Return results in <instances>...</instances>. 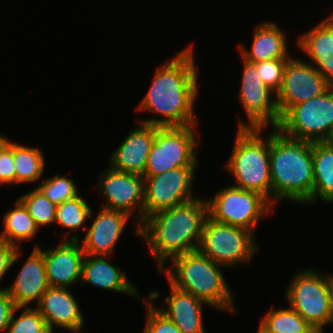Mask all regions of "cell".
Here are the masks:
<instances>
[{
  "label": "cell",
  "mask_w": 333,
  "mask_h": 333,
  "mask_svg": "<svg viewBox=\"0 0 333 333\" xmlns=\"http://www.w3.org/2000/svg\"><path fill=\"white\" fill-rule=\"evenodd\" d=\"M193 43L172 59L156 68L150 87L136 110L153 112L155 116L140 122L168 126H190L198 123L194 105L199 93ZM160 115L162 118H157ZM157 118V119H156Z\"/></svg>",
  "instance_id": "1"
},
{
  "label": "cell",
  "mask_w": 333,
  "mask_h": 333,
  "mask_svg": "<svg viewBox=\"0 0 333 333\" xmlns=\"http://www.w3.org/2000/svg\"><path fill=\"white\" fill-rule=\"evenodd\" d=\"M201 199L152 214L140 225L139 237L148 244L159 272L168 260L198 250L208 217L206 199Z\"/></svg>",
  "instance_id": "2"
},
{
  "label": "cell",
  "mask_w": 333,
  "mask_h": 333,
  "mask_svg": "<svg viewBox=\"0 0 333 333\" xmlns=\"http://www.w3.org/2000/svg\"><path fill=\"white\" fill-rule=\"evenodd\" d=\"M270 133V175L272 205L285 199L302 205L313 204V143Z\"/></svg>",
  "instance_id": "3"
},
{
  "label": "cell",
  "mask_w": 333,
  "mask_h": 333,
  "mask_svg": "<svg viewBox=\"0 0 333 333\" xmlns=\"http://www.w3.org/2000/svg\"><path fill=\"white\" fill-rule=\"evenodd\" d=\"M171 266L161 269L176 288L191 293L209 307L235 314L234 294L222 272V265L212 261L199 250L174 257ZM236 310V311H235Z\"/></svg>",
  "instance_id": "4"
},
{
  "label": "cell",
  "mask_w": 333,
  "mask_h": 333,
  "mask_svg": "<svg viewBox=\"0 0 333 333\" xmlns=\"http://www.w3.org/2000/svg\"><path fill=\"white\" fill-rule=\"evenodd\" d=\"M264 128H238L231 156L225 169L232 174L234 186L263 195L272 204L270 175V133Z\"/></svg>",
  "instance_id": "5"
},
{
  "label": "cell",
  "mask_w": 333,
  "mask_h": 333,
  "mask_svg": "<svg viewBox=\"0 0 333 333\" xmlns=\"http://www.w3.org/2000/svg\"><path fill=\"white\" fill-rule=\"evenodd\" d=\"M276 128L296 140L329 141L333 137V86L319 96L292 106Z\"/></svg>",
  "instance_id": "6"
},
{
  "label": "cell",
  "mask_w": 333,
  "mask_h": 333,
  "mask_svg": "<svg viewBox=\"0 0 333 333\" xmlns=\"http://www.w3.org/2000/svg\"><path fill=\"white\" fill-rule=\"evenodd\" d=\"M196 126L157 127L143 176L158 175L177 167L196 166L201 146L196 141Z\"/></svg>",
  "instance_id": "7"
},
{
  "label": "cell",
  "mask_w": 333,
  "mask_h": 333,
  "mask_svg": "<svg viewBox=\"0 0 333 333\" xmlns=\"http://www.w3.org/2000/svg\"><path fill=\"white\" fill-rule=\"evenodd\" d=\"M214 196L206 200L210 219L252 233L274 207L263 195L234 185L222 188Z\"/></svg>",
  "instance_id": "8"
},
{
  "label": "cell",
  "mask_w": 333,
  "mask_h": 333,
  "mask_svg": "<svg viewBox=\"0 0 333 333\" xmlns=\"http://www.w3.org/2000/svg\"><path fill=\"white\" fill-rule=\"evenodd\" d=\"M254 235L244 228L218 223L207 217L198 250L224 267L250 264L253 254L259 250Z\"/></svg>",
  "instance_id": "9"
},
{
  "label": "cell",
  "mask_w": 333,
  "mask_h": 333,
  "mask_svg": "<svg viewBox=\"0 0 333 333\" xmlns=\"http://www.w3.org/2000/svg\"><path fill=\"white\" fill-rule=\"evenodd\" d=\"M286 289V300L310 326L324 330L330 324V279L317 270L298 271Z\"/></svg>",
  "instance_id": "10"
},
{
  "label": "cell",
  "mask_w": 333,
  "mask_h": 333,
  "mask_svg": "<svg viewBox=\"0 0 333 333\" xmlns=\"http://www.w3.org/2000/svg\"><path fill=\"white\" fill-rule=\"evenodd\" d=\"M197 166L177 167L154 176L144 177L143 221L157 212L183 205L193 197Z\"/></svg>",
  "instance_id": "11"
},
{
  "label": "cell",
  "mask_w": 333,
  "mask_h": 333,
  "mask_svg": "<svg viewBox=\"0 0 333 333\" xmlns=\"http://www.w3.org/2000/svg\"><path fill=\"white\" fill-rule=\"evenodd\" d=\"M243 72L239 90L240 105L247 121L240 120L238 128H276L280 122L276 93L263 83L256 65L243 59Z\"/></svg>",
  "instance_id": "12"
},
{
  "label": "cell",
  "mask_w": 333,
  "mask_h": 333,
  "mask_svg": "<svg viewBox=\"0 0 333 333\" xmlns=\"http://www.w3.org/2000/svg\"><path fill=\"white\" fill-rule=\"evenodd\" d=\"M100 193L105 199L103 208L120 211L131 216L137 223L135 234L140 236V225L143 223L144 177L142 175L117 171L110 166L98 179Z\"/></svg>",
  "instance_id": "13"
},
{
  "label": "cell",
  "mask_w": 333,
  "mask_h": 333,
  "mask_svg": "<svg viewBox=\"0 0 333 333\" xmlns=\"http://www.w3.org/2000/svg\"><path fill=\"white\" fill-rule=\"evenodd\" d=\"M330 86L311 63L291 56L284 68L281 89L275 95L280 118L292 106L321 95Z\"/></svg>",
  "instance_id": "14"
},
{
  "label": "cell",
  "mask_w": 333,
  "mask_h": 333,
  "mask_svg": "<svg viewBox=\"0 0 333 333\" xmlns=\"http://www.w3.org/2000/svg\"><path fill=\"white\" fill-rule=\"evenodd\" d=\"M79 237L75 232L73 235L67 232L63 242L54 247L42 249L40 245L35 246L43 254L49 286L69 288L81 281L85 253Z\"/></svg>",
  "instance_id": "15"
},
{
  "label": "cell",
  "mask_w": 333,
  "mask_h": 333,
  "mask_svg": "<svg viewBox=\"0 0 333 333\" xmlns=\"http://www.w3.org/2000/svg\"><path fill=\"white\" fill-rule=\"evenodd\" d=\"M136 124L111 154L109 165L117 171L143 176L158 126L140 121Z\"/></svg>",
  "instance_id": "16"
},
{
  "label": "cell",
  "mask_w": 333,
  "mask_h": 333,
  "mask_svg": "<svg viewBox=\"0 0 333 333\" xmlns=\"http://www.w3.org/2000/svg\"><path fill=\"white\" fill-rule=\"evenodd\" d=\"M35 308L44 317L52 333L57 326L68 332L83 331L82 311L73 293L67 288L50 286Z\"/></svg>",
  "instance_id": "17"
},
{
  "label": "cell",
  "mask_w": 333,
  "mask_h": 333,
  "mask_svg": "<svg viewBox=\"0 0 333 333\" xmlns=\"http://www.w3.org/2000/svg\"><path fill=\"white\" fill-rule=\"evenodd\" d=\"M101 208L81 241L86 255L112 256L116 243L131 218L126 213Z\"/></svg>",
  "instance_id": "18"
},
{
  "label": "cell",
  "mask_w": 333,
  "mask_h": 333,
  "mask_svg": "<svg viewBox=\"0 0 333 333\" xmlns=\"http://www.w3.org/2000/svg\"><path fill=\"white\" fill-rule=\"evenodd\" d=\"M49 287L43 254L34 247L13 285L6 288L16 307H31L34 300L35 306L39 303Z\"/></svg>",
  "instance_id": "19"
},
{
  "label": "cell",
  "mask_w": 333,
  "mask_h": 333,
  "mask_svg": "<svg viewBox=\"0 0 333 333\" xmlns=\"http://www.w3.org/2000/svg\"><path fill=\"white\" fill-rule=\"evenodd\" d=\"M298 37L297 47L304 51L312 65L333 86V13Z\"/></svg>",
  "instance_id": "20"
},
{
  "label": "cell",
  "mask_w": 333,
  "mask_h": 333,
  "mask_svg": "<svg viewBox=\"0 0 333 333\" xmlns=\"http://www.w3.org/2000/svg\"><path fill=\"white\" fill-rule=\"evenodd\" d=\"M111 256L86 255L82 263L81 281L115 293H125L140 299L137 286L131 284L126 272L112 264Z\"/></svg>",
  "instance_id": "21"
},
{
  "label": "cell",
  "mask_w": 333,
  "mask_h": 333,
  "mask_svg": "<svg viewBox=\"0 0 333 333\" xmlns=\"http://www.w3.org/2000/svg\"><path fill=\"white\" fill-rule=\"evenodd\" d=\"M168 283L171 290V294L165 298L168 308L165 310L157 307L159 311L182 333H205L202 310L204 305H209L191 293L176 288L169 281Z\"/></svg>",
  "instance_id": "22"
},
{
  "label": "cell",
  "mask_w": 333,
  "mask_h": 333,
  "mask_svg": "<svg viewBox=\"0 0 333 333\" xmlns=\"http://www.w3.org/2000/svg\"><path fill=\"white\" fill-rule=\"evenodd\" d=\"M274 21H263L253 32L251 49L239 45V52L243 59L256 63L273 59H289L287 40L284 31Z\"/></svg>",
  "instance_id": "23"
},
{
  "label": "cell",
  "mask_w": 333,
  "mask_h": 333,
  "mask_svg": "<svg viewBox=\"0 0 333 333\" xmlns=\"http://www.w3.org/2000/svg\"><path fill=\"white\" fill-rule=\"evenodd\" d=\"M313 204L317 199L333 203V144L313 142Z\"/></svg>",
  "instance_id": "24"
},
{
  "label": "cell",
  "mask_w": 333,
  "mask_h": 333,
  "mask_svg": "<svg viewBox=\"0 0 333 333\" xmlns=\"http://www.w3.org/2000/svg\"><path fill=\"white\" fill-rule=\"evenodd\" d=\"M3 230L0 239L8 244L20 248V243L26 240H33L39 233V228L34 219L29 215L28 210L23 203L17 199L13 209L3 215Z\"/></svg>",
  "instance_id": "25"
},
{
  "label": "cell",
  "mask_w": 333,
  "mask_h": 333,
  "mask_svg": "<svg viewBox=\"0 0 333 333\" xmlns=\"http://www.w3.org/2000/svg\"><path fill=\"white\" fill-rule=\"evenodd\" d=\"M41 150L13 142L15 184L35 182L42 177L46 163Z\"/></svg>",
  "instance_id": "26"
},
{
  "label": "cell",
  "mask_w": 333,
  "mask_h": 333,
  "mask_svg": "<svg viewBox=\"0 0 333 333\" xmlns=\"http://www.w3.org/2000/svg\"><path fill=\"white\" fill-rule=\"evenodd\" d=\"M259 329L264 333H301L310 325L290 306L286 309H274L261 318Z\"/></svg>",
  "instance_id": "27"
},
{
  "label": "cell",
  "mask_w": 333,
  "mask_h": 333,
  "mask_svg": "<svg viewBox=\"0 0 333 333\" xmlns=\"http://www.w3.org/2000/svg\"><path fill=\"white\" fill-rule=\"evenodd\" d=\"M81 195L57 205L55 223L76 231L83 228L87 219L93 218V211Z\"/></svg>",
  "instance_id": "28"
},
{
  "label": "cell",
  "mask_w": 333,
  "mask_h": 333,
  "mask_svg": "<svg viewBox=\"0 0 333 333\" xmlns=\"http://www.w3.org/2000/svg\"><path fill=\"white\" fill-rule=\"evenodd\" d=\"M40 229L55 223L57 205L46 198L36 187L18 198Z\"/></svg>",
  "instance_id": "29"
},
{
  "label": "cell",
  "mask_w": 333,
  "mask_h": 333,
  "mask_svg": "<svg viewBox=\"0 0 333 333\" xmlns=\"http://www.w3.org/2000/svg\"><path fill=\"white\" fill-rule=\"evenodd\" d=\"M36 188L56 205L80 195L77 184L74 183L73 179L60 174H56L52 178L42 179Z\"/></svg>",
  "instance_id": "30"
},
{
  "label": "cell",
  "mask_w": 333,
  "mask_h": 333,
  "mask_svg": "<svg viewBox=\"0 0 333 333\" xmlns=\"http://www.w3.org/2000/svg\"><path fill=\"white\" fill-rule=\"evenodd\" d=\"M23 310L20 316L15 314ZM7 333H52L46 320L35 307H16L12 313Z\"/></svg>",
  "instance_id": "31"
},
{
  "label": "cell",
  "mask_w": 333,
  "mask_h": 333,
  "mask_svg": "<svg viewBox=\"0 0 333 333\" xmlns=\"http://www.w3.org/2000/svg\"><path fill=\"white\" fill-rule=\"evenodd\" d=\"M148 296L147 301L144 302L147 314L143 333H182L171 320L159 311L157 306H154L153 301L160 296L159 291L152 290Z\"/></svg>",
  "instance_id": "32"
},
{
  "label": "cell",
  "mask_w": 333,
  "mask_h": 333,
  "mask_svg": "<svg viewBox=\"0 0 333 333\" xmlns=\"http://www.w3.org/2000/svg\"><path fill=\"white\" fill-rule=\"evenodd\" d=\"M287 61L288 59H273L254 63L263 83L276 94L281 89L283 72Z\"/></svg>",
  "instance_id": "33"
},
{
  "label": "cell",
  "mask_w": 333,
  "mask_h": 333,
  "mask_svg": "<svg viewBox=\"0 0 333 333\" xmlns=\"http://www.w3.org/2000/svg\"><path fill=\"white\" fill-rule=\"evenodd\" d=\"M0 184H15L13 141H9L0 152Z\"/></svg>",
  "instance_id": "34"
},
{
  "label": "cell",
  "mask_w": 333,
  "mask_h": 333,
  "mask_svg": "<svg viewBox=\"0 0 333 333\" xmlns=\"http://www.w3.org/2000/svg\"><path fill=\"white\" fill-rule=\"evenodd\" d=\"M20 250L21 248H17L0 239V282L8 270L17 262L21 255ZM4 289L7 288H0V290Z\"/></svg>",
  "instance_id": "35"
},
{
  "label": "cell",
  "mask_w": 333,
  "mask_h": 333,
  "mask_svg": "<svg viewBox=\"0 0 333 333\" xmlns=\"http://www.w3.org/2000/svg\"><path fill=\"white\" fill-rule=\"evenodd\" d=\"M14 301L7 289L0 290V331H6L14 309Z\"/></svg>",
  "instance_id": "36"
},
{
  "label": "cell",
  "mask_w": 333,
  "mask_h": 333,
  "mask_svg": "<svg viewBox=\"0 0 333 333\" xmlns=\"http://www.w3.org/2000/svg\"><path fill=\"white\" fill-rule=\"evenodd\" d=\"M333 325V274L330 279V325Z\"/></svg>",
  "instance_id": "37"
},
{
  "label": "cell",
  "mask_w": 333,
  "mask_h": 333,
  "mask_svg": "<svg viewBox=\"0 0 333 333\" xmlns=\"http://www.w3.org/2000/svg\"><path fill=\"white\" fill-rule=\"evenodd\" d=\"M323 332L324 330L319 327L309 326L305 331L301 333H323Z\"/></svg>",
  "instance_id": "38"
},
{
  "label": "cell",
  "mask_w": 333,
  "mask_h": 333,
  "mask_svg": "<svg viewBox=\"0 0 333 333\" xmlns=\"http://www.w3.org/2000/svg\"><path fill=\"white\" fill-rule=\"evenodd\" d=\"M10 139L0 134V152L9 143Z\"/></svg>",
  "instance_id": "39"
},
{
  "label": "cell",
  "mask_w": 333,
  "mask_h": 333,
  "mask_svg": "<svg viewBox=\"0 0 333 333\" xmlns=\"http://www.w3.org/2000/svg\"><path fill=\"white\" fill-rule=\"evenodd\" d=\"M66 333H85V332L80 331V332H66Z\"/></svg>",
  "instance_id": "40"
},
{
  "label": "cell",
  "mask_w": 333,
  "mask_h": 333,
  "mask_svg": "<svg viewBox=\"0 0 333 333\" xmlns=\"http://www.w3.org/2000/svg\"><path fill=\"white\" fill-rule=\"evenodd\" d=\"M257 333H264V332H262L259 328H258V332Z\"/></svg>",
  "instance_id": "41"
},
{
  "label": "cell",
  "mask_w": 333,
  "mask_h": 333,
  "mask_svg": "<svg viewBox=\"0 0 333 333\" xmlns=\"http://www.w3.org/2000/svg\"><path fill=\"white\" fill-rule=\"evenodd\" d=\"M329 141L333 144V137Z\"/></svg>",
  "instance_id": "42"
}]
</instances>
